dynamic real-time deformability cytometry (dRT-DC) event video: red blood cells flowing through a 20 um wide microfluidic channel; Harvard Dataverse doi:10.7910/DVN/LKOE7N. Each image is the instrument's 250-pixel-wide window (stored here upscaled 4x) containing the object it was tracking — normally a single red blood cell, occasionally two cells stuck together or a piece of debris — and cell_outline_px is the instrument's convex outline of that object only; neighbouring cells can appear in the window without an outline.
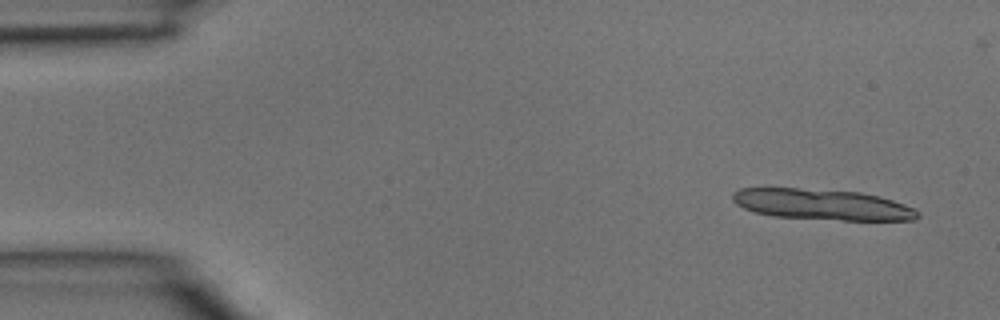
{"species": "common noctule bat (a hibernating species)", "species_latin": "Nyctalus noctula", "temperature_condition": "room temperature", "stored_images_in_passage": 4, "camera_frame_rate_fps": 3000, "um_per_image_px": 0.085, "animal": {"sex": "male", "body_mass_g": 15.6}, "frame": {"image": 1, "passage_image": 1, "time_ms": 0.0, "image_size_px": [1000, 320], "cell_outline_px": [[920, 216], [916, 220], [840, 220], [776, 216], [756, 212], [744, 208], [736, 204], [732, 200], [732, 192], [740, 188], [796, 188], [860, 192], [880, 196], [904, 204], [920, 212]], "centroid_in_image_um": [69.9, 17.38], "position_along_channel_um": 15.1, "area_um2": 33.12}}
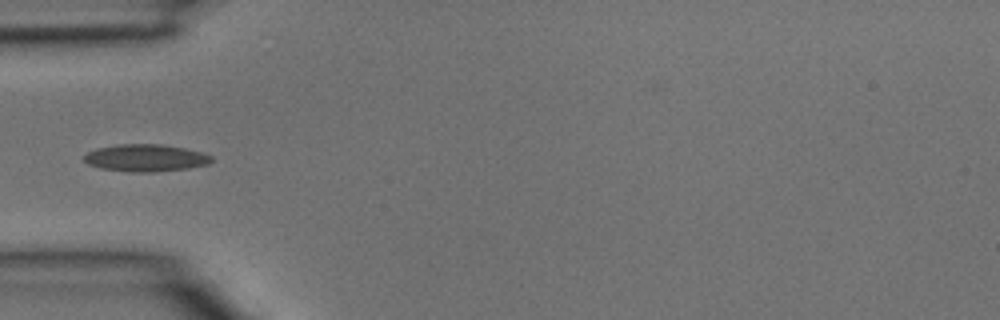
{"frame": {"image": 2, "passage_image": 4, "time_ms": 1.0, "image_size_px": [1000, 320], "cell_outline_px": [[212, 160], [208, 164], [188, 168], [152, 172], [132, 172], [100, 168], [88, 164], [84, 160], [84, 156], [88, 152], [96, 148], [120, 144], [160, 144], [184, 148], [204, 152], [212, 156]], "centroid_in_image_um": [12.39, 13.42], "position_along_channel_um": 72.6, "area_um2": 20.17}}